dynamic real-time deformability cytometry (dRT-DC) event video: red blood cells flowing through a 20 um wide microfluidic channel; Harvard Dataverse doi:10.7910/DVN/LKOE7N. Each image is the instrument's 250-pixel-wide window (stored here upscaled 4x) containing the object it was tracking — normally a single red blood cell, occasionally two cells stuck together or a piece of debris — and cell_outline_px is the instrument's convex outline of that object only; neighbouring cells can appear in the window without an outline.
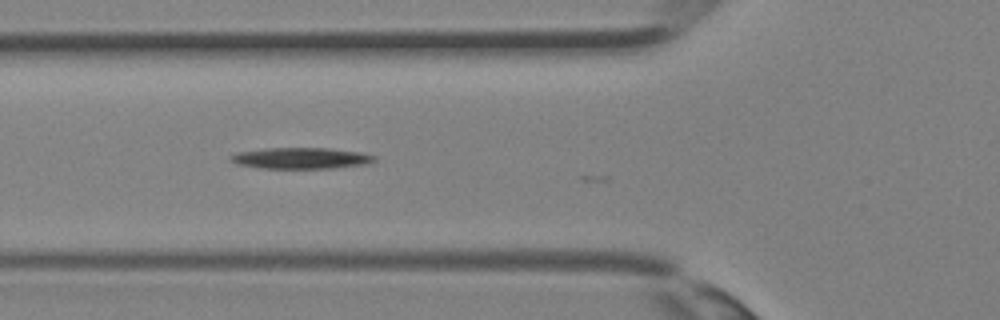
{"species": "Egyptian fruit bat (a non-hibernating species)", "species_latin": "Rousettus aegyptiacus", "temperature_condition": "room temperature", "stored_images_in_passage": 15, "camera_frame_rate_fps": 3000, "um_per_image_px": 0.085, "animal": {"sex": "female"}, "frame": {"image": 1, "passage_image": 14, "time_ms": 4.333, "image_size_px": [1000, 320], "cell_outline_px": [[376, 160], [368, 164], [332, 168], [260, 168], [236, 164], [228, 160], [228, 156], [236, 152], [264, 148], [328, 148], [364, 152], [376, 156]], "centroid_in_image_um": [25.56, 13.44], "position_along_channel_um": 100.2, "area_um2": 18.03}}